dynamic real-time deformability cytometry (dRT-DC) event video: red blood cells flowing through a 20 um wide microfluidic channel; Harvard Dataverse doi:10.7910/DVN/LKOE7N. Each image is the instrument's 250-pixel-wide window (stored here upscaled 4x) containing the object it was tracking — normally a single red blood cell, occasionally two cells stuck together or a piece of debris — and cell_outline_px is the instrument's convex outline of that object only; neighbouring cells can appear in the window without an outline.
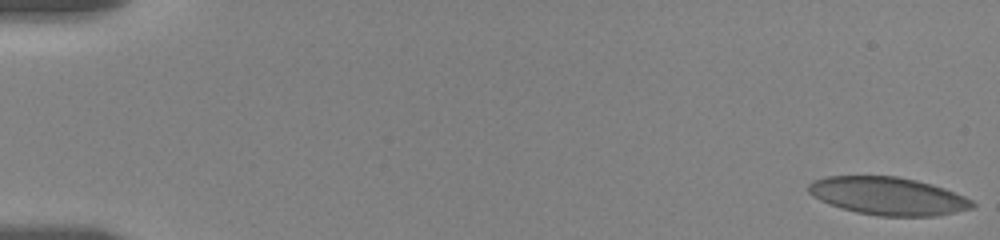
{"species": "human", "species_latin": "Homo sapiens", "temperature_condition": "room temperature", "stored_images_in_passage": 58, "camera_frame_rate_fps": 3000, "um_per_image_px": 0.085, "donor": {"sex": "female"}, "frame": {"image": 1, "passage_image": 1, "time_ms": 0.0, "image_size_px": [1000, 240], "cell_outline_px": [[976, 204], [972, 208], [936, 216], [880, 216], [856, 212], [840, 208], [820, 200], [812, 196], [808, 192], [808, 184], [812, 180], [828, 176], [896, 176], [916, 180], [932, 184], [944, 188], [964, 196], [972, 200]], "centroid_in_image_um": [75.46, 16.66], "position_along_channel_um": 9.5, "area_um2": 36.18}}
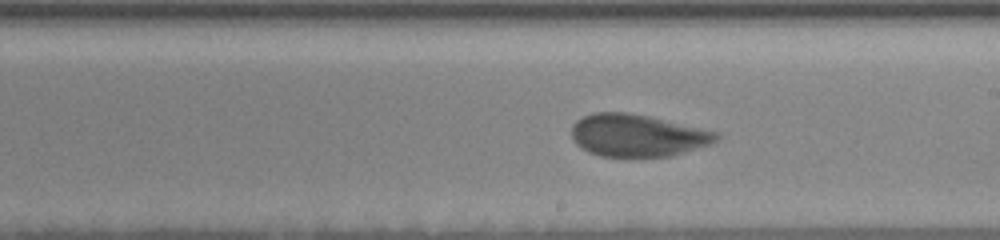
{"frame": {"image": 2, "passage_image": 34, "time_ms": 11.0, "image_size_px": [1000, 240], "cell_outline_px": [[720, 136], [716, 140], [708, 144], [672, 156], [600, 156], [588, 152], [580, 148], [572, 140], [572, 124], [576, 120], [592, 112], [628, 112], [648, 116], [720, 132]], "centroid_in_image_um": [54.14, 11.5], "position_along_channel_um": 234.9, "area_um2": 35.66}}
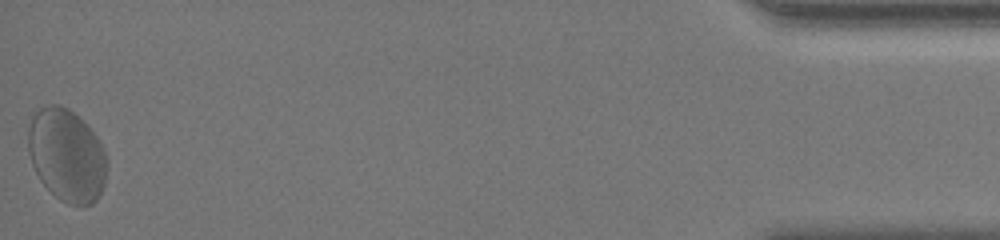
{"frame": {"image": 3, "passage_image": 58, "time_ms": 19.0, "image_size_px": [1000, 240], "cell_outline_px": [[108, 164], [104, 184], [96, 200], [92, 204], [80, 208], [68, 204], [60, 200], [40, 180], [32, 164], [28, 152], [28, 128], [32, 116], [40, 108], [48, 104], [60, 104], [68, 108], [96, 136], [104, 148], [108, 160]], "centroid_in_image_um": [5.67, 13.22], "position_along_channel_um": 429.5, "area_um2": 42.71}, "authors_computed_cell_mechanics": {"area_um2": 36.3851, "velocity_mm_per_s": 3.4651, "shape_relaxation_time_tau1_ms": 3.586, "shape_relaxation_time_tau2_ms": 0.9196, "deformation_change_tau1": 0.1103, "deformation_change_tau2": 0.047}}